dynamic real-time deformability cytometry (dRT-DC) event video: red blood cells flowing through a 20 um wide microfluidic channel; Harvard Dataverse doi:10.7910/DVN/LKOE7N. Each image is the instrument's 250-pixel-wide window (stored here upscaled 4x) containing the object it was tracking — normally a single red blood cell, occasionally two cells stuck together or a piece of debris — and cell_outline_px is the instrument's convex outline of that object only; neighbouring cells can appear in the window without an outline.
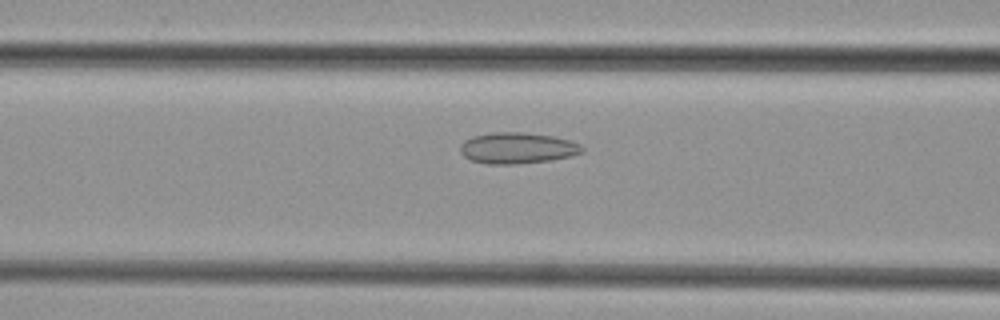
{"species": "common noctule bat (a hibernating species)", "species_latin": "Nyctalus noctula", "temperature_condition": "cold", "stored_images_in_passage": 36, "camera_frame_rate_fps": 3000, "um_per_image_px": 0.085, "animal": {"sex": "female", "body_mass_g": 29.2, "forearm_length_mm": 56.3}, "frame": {"image": 1, "passage_image": 12, "time_ms": 3.667, "image_size_px": [1000, 320], "cell_outline_px": [[584, 152], [572, 156], [552, 160], [516, 164], [488, 164], [472, 160], [464, 156], [460, 152], [460, 144], [464, 140], [472, 136], [492, 132], [524, 132], [552, 136], [568, 140], [580, 144], [584, 148]], "centroid_in_image_um": [43.97, 12.58], "position_along_channel_um": 122.6, "area_um2": 22.25}}
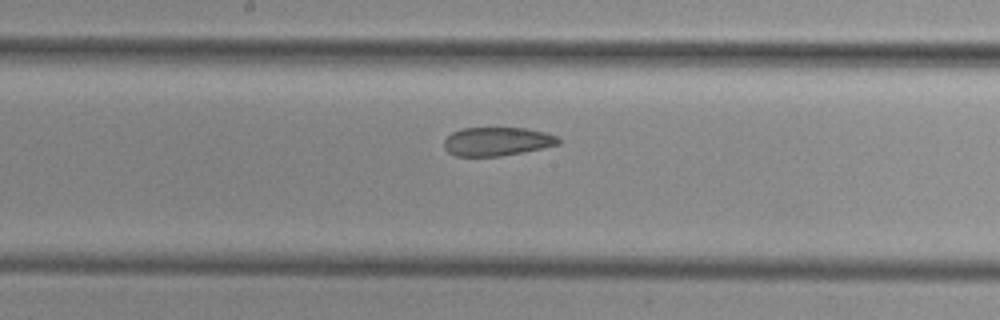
{"frame": {"image": 2, "passage_image": 18, "time_ms": 5.667, "image_size_px": [1000, 320], "cell_outline_px": [[560, 144], [524, 152], [500, 156], [456, 156], [448, 152], [444, 148], [444, 140], [452, 132], [460, 128], [524, 128], [544, 132], [560, 136]], "centroid_in_image_um": [42.26, 12.02], "position_along_channel_um": 205.9, "area_um2": 19.19}}
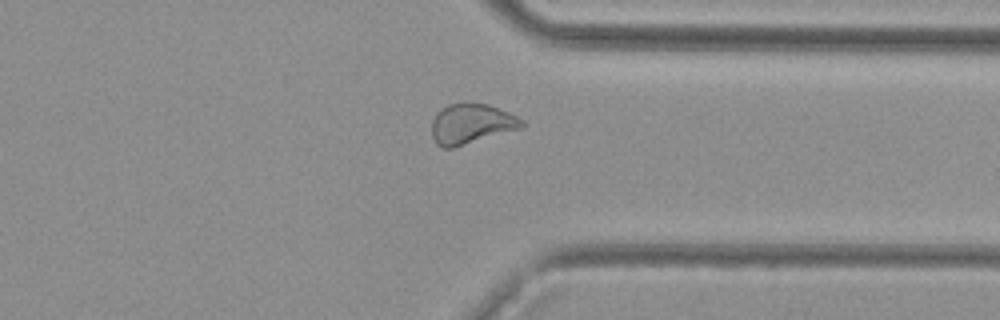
{"frame": {"image": 3, "passage_image": 30, "time_ms": 9.667, "image_size_px": [1000, 320], "cell_outline_px": [[524, 124], [520, 128], [452, 148], [444, 148], [436, 144], [432, 136], [432, 120], [436, 112], [440, 108], [448, 104], [460, 100], [464, 100], [488, 104], [508, 112], [524, 120]], "centroid_in_image_um": [40.01, 10.47], "position_along_channel_um": 371.4, "area_um2": 21.39}}